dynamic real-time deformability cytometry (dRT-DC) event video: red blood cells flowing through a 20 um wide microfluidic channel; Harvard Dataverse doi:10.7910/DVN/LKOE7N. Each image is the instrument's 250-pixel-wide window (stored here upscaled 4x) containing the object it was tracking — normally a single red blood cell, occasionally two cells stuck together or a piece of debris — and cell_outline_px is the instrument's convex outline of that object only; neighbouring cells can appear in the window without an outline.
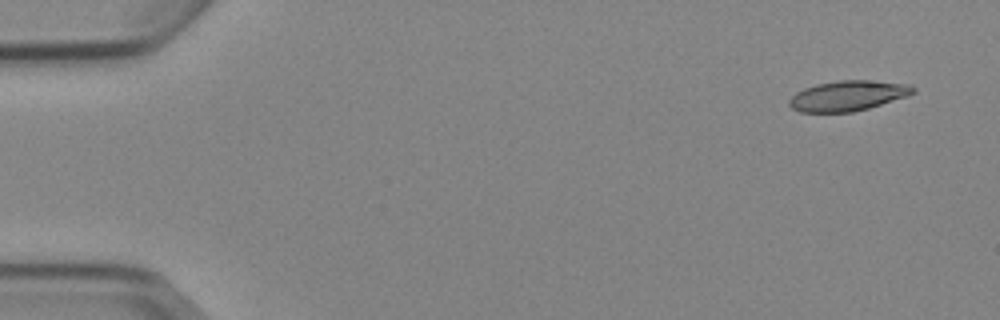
{"species": "Egyptian fruit bat (a non-hibernating species)", "species_latin": "Rousettus aegyptiacus", "temperature_condition": "cold", "stored_images_in_passage": 5, "camera_frame_rate_fps": 3000, "um_per_image_px": 0.085, "animal": {"sex": "female"}, "frame": {"image": 1, "passage_image": 1, "time_ms": 0.0, "image_size_px": [1000, 320], "cell_outline_px": [[916, 92], [908, 96], [868, 108], [852, 112], [800, 112], [792, 108], [788, 104], [788, 100], [796, 92], [804, 88], [816, 84], [840, 80], [868, 80], [912, 84], [916, 88]], "centroid_in_image_um": [72.09, 8.13], "position_along_channel_um": 12.9, "area_um2": 21.96}}
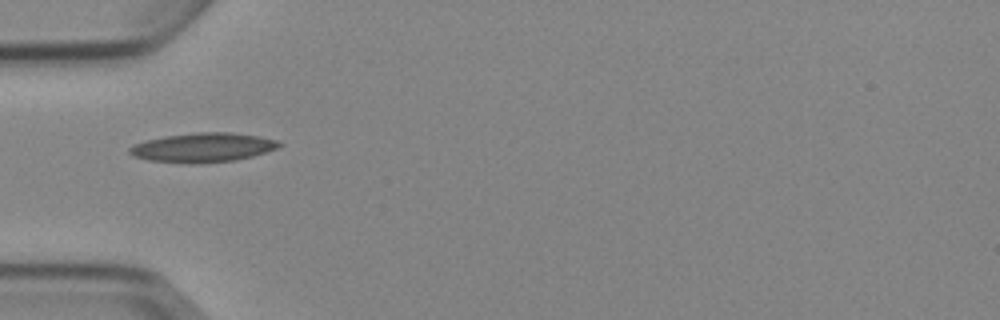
{"frame": {"image": 2, "passage_image": 5, "time_ms": 4.667, "image_size_px": [1000, 320], "cell_outline_px": [[284, 144], [276, 148], [252, 156], [232, 160], [200, 164], [188, 164], [148, 160], [132, 156], [128, 152], [128, 148], [132, 144], [144, 140], [164, 136], [196, 132], [228, 132], [256, 136], [276, 140]], "centroid_in_image_um": [17.15, 12.54], "position_along_channel_um": 67.8, "area_um2": 25.61}}